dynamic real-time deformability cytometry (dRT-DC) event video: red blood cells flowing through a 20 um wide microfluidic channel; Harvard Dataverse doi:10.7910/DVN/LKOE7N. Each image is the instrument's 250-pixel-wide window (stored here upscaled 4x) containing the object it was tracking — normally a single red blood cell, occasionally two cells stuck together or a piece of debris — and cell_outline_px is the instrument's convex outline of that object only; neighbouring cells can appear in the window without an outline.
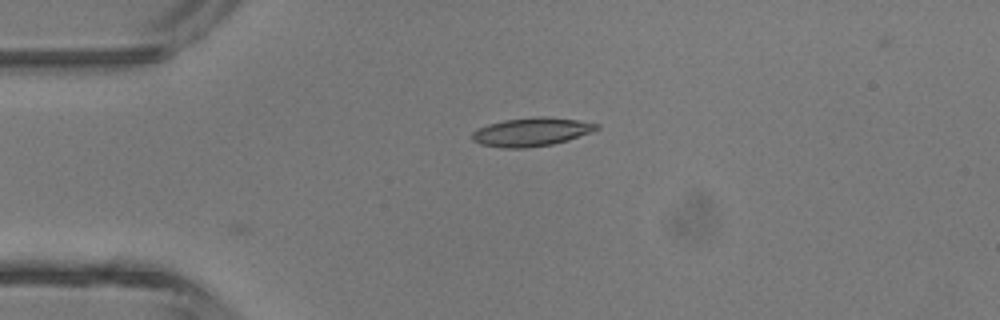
{"species": "common noctule bat (a hibernating species)", "species_latin": "Nyctalus noctula", "temperature_condition": "room temperature", "stored_images_in_passage": 4, "camera_frame_rate_fps": 3000, "um_per_image_px": 0.085, "animal": {"sex": "male", "body_mass_g": 13.3}, "frame": {"image": 1, "passage_image": 4, "time_ms": 3.333, "image_size_px": [1000, 320], "cell_outline_px": [[600, 128], [592, 132], [568, 140], [552, 144], [524, 148], [504, 148], [480, 144], [472, 140], [472, 132], [476, 128], [488, 124], [504, 120], [540, 116], [548, 116], [576, 120], [600, 124]], "centroid_in_image_um": [45.17, 11.21], "position_along_channel_um": 39.8, "area_um2": 20.75}}